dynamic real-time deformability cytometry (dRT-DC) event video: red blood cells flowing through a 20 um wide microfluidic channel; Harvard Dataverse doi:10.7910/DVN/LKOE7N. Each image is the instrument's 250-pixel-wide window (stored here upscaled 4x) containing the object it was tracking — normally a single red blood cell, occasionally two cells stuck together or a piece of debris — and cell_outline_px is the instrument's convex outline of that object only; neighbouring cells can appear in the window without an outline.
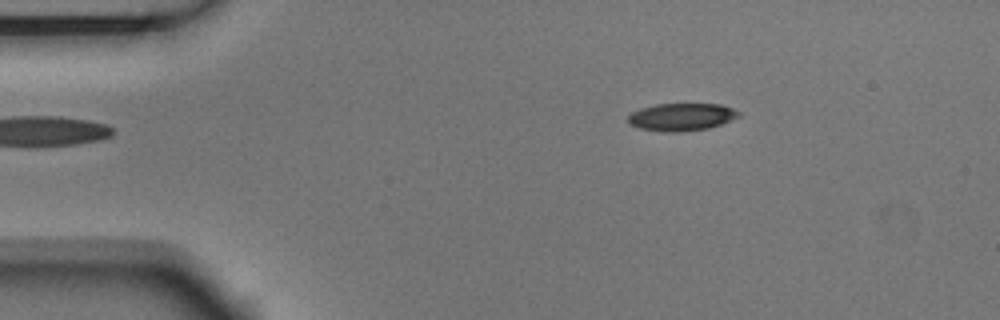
{"species": "Egyptian fruit bat (a non-hibernating species)", "species_latin": "Rousettus aegyptiacus", "temperature_condition": "room temperature", "stored_images_in_passage": 2, "camera_frame_rate_fps": 3000, "um_per_image_px": 0.085, "animal": {"sex": "male"}, "frame": {"image": 1, "passage_image": 2, "time_ms": 0.333, "image_size_px": [1000, 320], "cell_outline_px": [[740, 116], [720, 124], [708, 128], [680, 132], [664, 132], [640, 128], [628, 124], [628, 116], [632, 112], [640, 108], [656, 104], [720, 104], [732, 108], [740, 112]], "centroid_in_image_um": [57.9, 9.94], "position_along_channel_um": 27.1, "area_um2": 17.74}}